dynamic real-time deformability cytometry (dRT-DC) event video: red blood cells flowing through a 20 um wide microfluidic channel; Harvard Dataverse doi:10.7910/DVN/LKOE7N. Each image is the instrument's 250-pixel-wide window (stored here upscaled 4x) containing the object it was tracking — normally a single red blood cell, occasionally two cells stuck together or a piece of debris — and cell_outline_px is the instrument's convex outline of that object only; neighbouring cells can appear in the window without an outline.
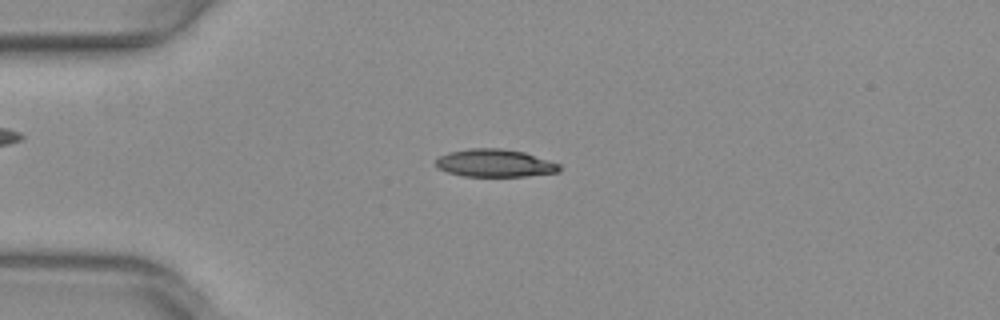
{"species": "common noctule bat (a hibernating species)", "species_latin": "Nyctalus noctula", "temperature_condition": "warm", "stored_images_in_passage": 52, "camera_frame_rate_fps": 3000, "um_per_image_px": 0.085, "animal": {"sex": "female", "body_mass_g": 29.2, "forearm_length_mm": 56.3}, "frame": {"image": 1, "passage_image": 13, "time_ms": 4.0, "image_size_px": [1000, 320], "cell_outline_px": [[560, 172], [528, 176], [464, 176], [448, 172], [436, 168], [436, 160], [440, 156], [448, 152], [468, 148], [500, 148], [524, 152], [560, 164]], "centroid_in_image_um": [42.05, 13.86], "position_along_channel_um": 42.9, "area_um2": 20.0}}
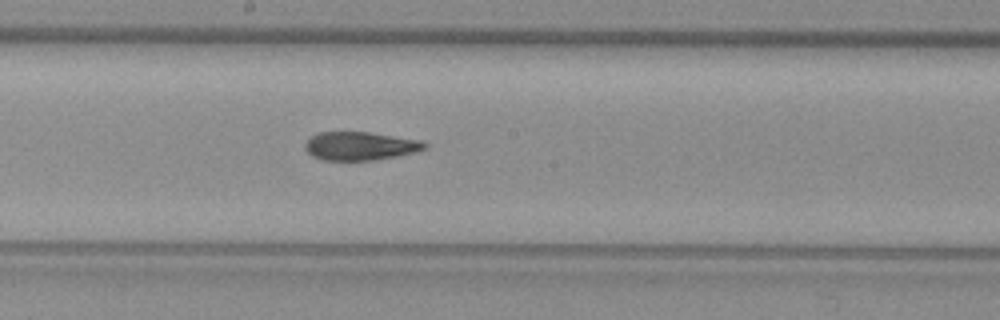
{"frame": {"image": 2, "passage_image": 28, "time_ms": 9.0, "image_size_px": [1000, 320], "cell_outline_px": [[428, 148], [416, 152], [376, 160], [320, 160], [312, 156], [304, 148], [304, 144], [312, 136], [320, 132], [368, 132], [420, 140], [428, 144]], "centroid_in_image_um": [30.62, 12.42], "position_along_channel_um": 217.6, "area_um2": 19.83}}
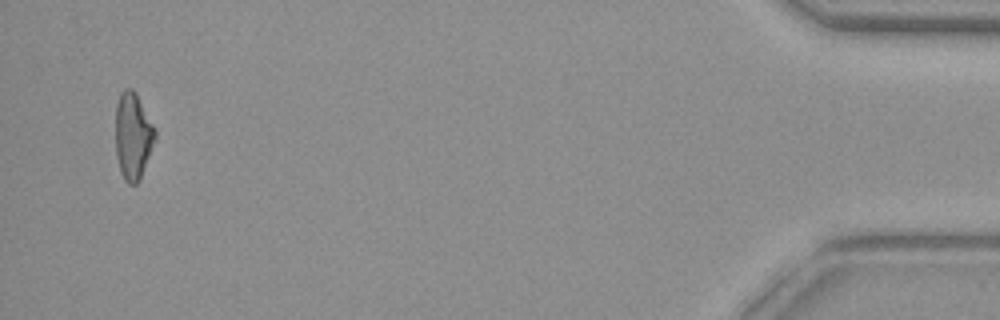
{"frame": {"image": 3, "passage_image": 50, "time_ms": 16.333, "image_size_px": [1000, 320], "cell_outline_px": [[156, 136], [140, 180], [136, 184], [128, 184], [124, 180], [120, 172], [116, 156], [116, 104], [120, 92], [124, 88], [132, 88], [136, 92], [156, 132]], "centroid_in_image_um": [11.28, 11.56], "position_along_channel_um": 423.9, "area_um2": 19.94}, "authors_computed_cell_mechanics": {"area_um2": 20.0855, "velocity_mm_per_s": 4.0098, "shape_relaxation_time_tau1_ms": null, "shape_relaxation_time_tau2_ms": 2.7992, "deformation_change_tau1": null, "deformation_change_tau2": 0.1038}}